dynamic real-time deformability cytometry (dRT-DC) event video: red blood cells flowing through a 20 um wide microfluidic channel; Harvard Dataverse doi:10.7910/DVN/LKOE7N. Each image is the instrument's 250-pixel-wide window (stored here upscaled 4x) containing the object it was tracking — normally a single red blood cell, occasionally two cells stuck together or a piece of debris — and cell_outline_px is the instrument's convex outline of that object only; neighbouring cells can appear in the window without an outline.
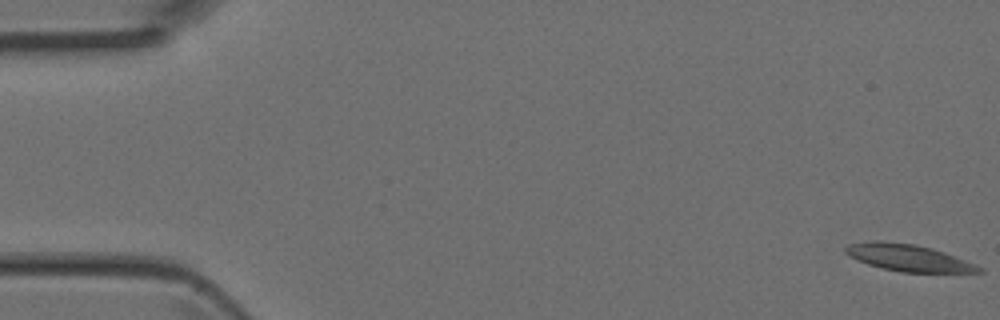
{"species": "Egyptian fruit bat (a non-hibernating species)", "species_latin": "Rousettus aegyptiacus", "temperature_condition": "room temperature", "stored_images_in_passage": 5, "camera_frame_rate_fps": 3000, "um_per_image_px": 0.085, "animal": {"sex": "female"}, "frame": {"image": 1, "passage_image": 1, "time_ms": 0.0, "image_size_px": [1000, 320], "cell_outline_px": [[984, 272], [900, 272], [868, 264], [844, 252], [844, 248], [848, 244], [872, 240], [880, 240], [912, 244], [932, 248], [944, 252], [984, 268]], "centroid_in_image_um": [77.2, 21.9], "position_along_channel_um": 7.8, "area_um2": 20.52}}
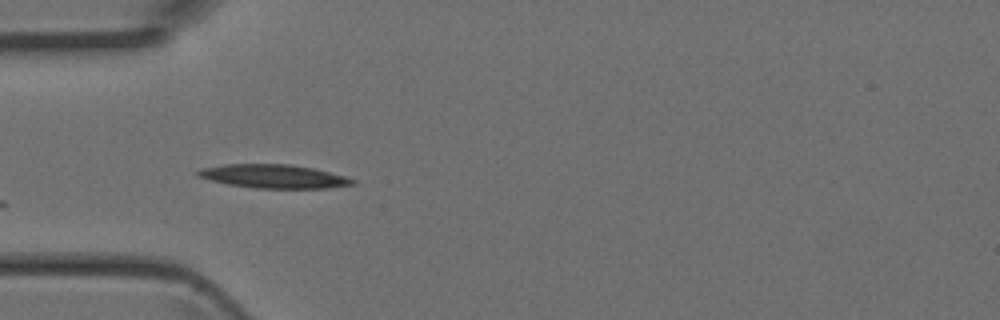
{"frame": {"image": 2, "passage_image": 5, "time_ms": 1.333, "image_size_px": [1000, 320], "cell_outline_px": [[356, 184], [328, 188], [252, 188], [228, 184], [212, 180], [200, 176], [196, 172], [200, 168], [228, 164], [292, 164], [312, 168], [344, 176], [356, 180]], "centroid_in_image_um": [23.29, 14.99], "position_along_channel_um": 61.7, "area_um2": 21.1}}